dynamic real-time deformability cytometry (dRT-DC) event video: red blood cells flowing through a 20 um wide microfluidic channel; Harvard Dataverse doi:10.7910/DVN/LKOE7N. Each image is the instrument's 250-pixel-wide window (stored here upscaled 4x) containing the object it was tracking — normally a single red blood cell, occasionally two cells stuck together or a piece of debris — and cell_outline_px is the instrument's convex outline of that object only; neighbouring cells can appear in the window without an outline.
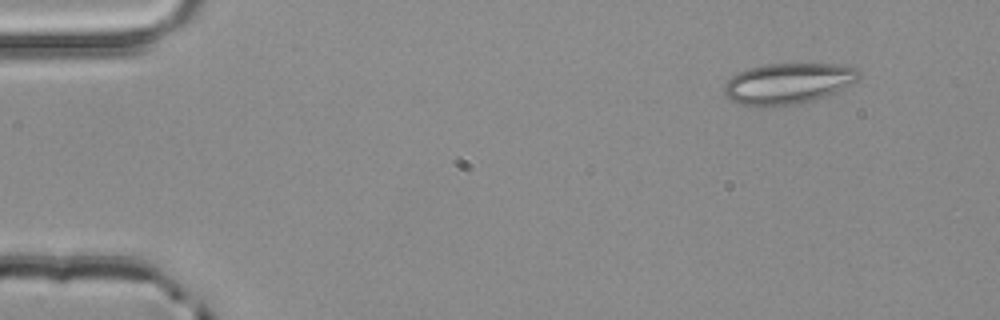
{"species": "common noctule bat (a hibernating species)", "species_latin": "Nyctalus noctula", "temperature_condition": "room temperature", "stored_images_in_passage": 4, "camera_frame_rate_fps": 3000, "um_per_image_px": 0.085, "animal": {"sex": "male", "body_mass_g": 20.4}, "frame": {"image": 1, "passage_image": 4, "time_ms": 1.0, "image_size_px": [1000, 320], "cell_outline_px": [[860, 76], [856, 80], [824, 96], [812, 100], [796, 104], [740, 104], [724, 96], [724, 84], [736, 72], [748, 68], [764, 64], [848, 64], [856, 68], [860, 72]], "centroid_in_image_um": [66.96, 7.05], "position_along_channel_um": 18.0, "area_um2": 31.39}}